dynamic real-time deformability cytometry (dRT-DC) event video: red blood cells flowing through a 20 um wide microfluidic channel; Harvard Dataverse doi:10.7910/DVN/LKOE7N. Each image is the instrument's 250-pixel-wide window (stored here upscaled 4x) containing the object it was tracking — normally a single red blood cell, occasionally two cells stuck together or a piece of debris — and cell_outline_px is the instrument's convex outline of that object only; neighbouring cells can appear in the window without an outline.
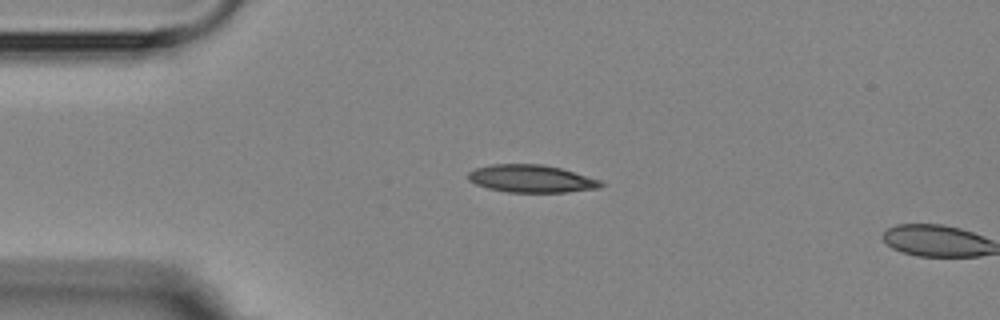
{"species": "Egyptian fruit bat (a non-hibernating species)", "species_latin": "Rousettus aegyptiacus", "temperature_condition": "room temperature", "stored_images_in_passage": 3, "camera_frame_rate_fps": 3000, "um_per_image_px": 0.085, "animal": {"sex": "female"}, "frame": {"image": 1, "passage_image": 2, "time_ms": 1.0, "image_size_px": [1000, 320], "cell_outline_px": [[604, 184], [600, 188], [568, 192], [508, 192], [488, 188], [476, 184], [468, 180], [468, 172], [476, 168], [492, 164], [544, 164], [560, 168], [600, 180]], "centroid_in_image_um": [45.16, 15.19], "position_along_channel_um": 39.8, "area_um2": 21.27}}